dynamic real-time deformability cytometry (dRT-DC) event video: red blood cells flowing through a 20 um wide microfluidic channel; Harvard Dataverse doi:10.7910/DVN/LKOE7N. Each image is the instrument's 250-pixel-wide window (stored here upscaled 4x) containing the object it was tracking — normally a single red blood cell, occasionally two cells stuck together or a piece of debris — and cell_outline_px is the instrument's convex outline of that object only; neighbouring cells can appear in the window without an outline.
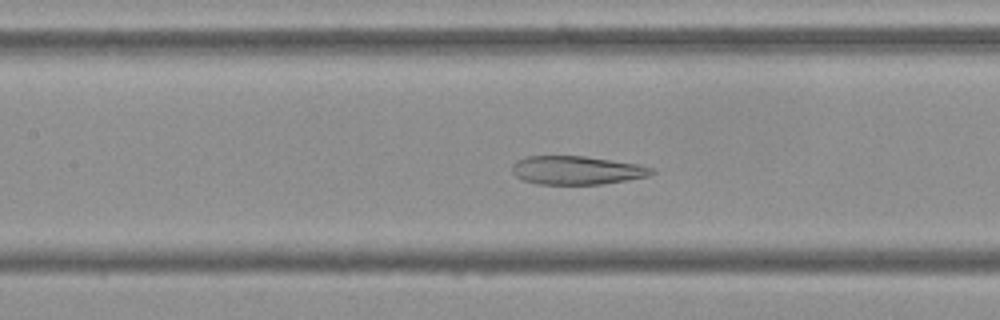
{"species": "Egyptian fruit bat (a non-hibernating species)", "species_latin": "Rousettus aegyptiacus", "temperature_condition": "cold", "stored_images_in_passage": 53, "camera_frame_rate_fps": 3000, "um_per_image_px": 0.085, "frame": {"image": 1, "passage_image": 23, "time_ms": 7.333, "image_size_px": [1000, 320], "cell_outline_px": [[656, 172], [648, 176], [604, 184], [540, 184], [524, 180], [516, 176], [512, 172], [512, 164], [516, 160], [528, 156], [584, 156], [640, 164], [656, 168]], "centroid_in_image_um": [49.06, 14.46], "position_along_channel_um": 158.3, "area_um2": 23.29}}
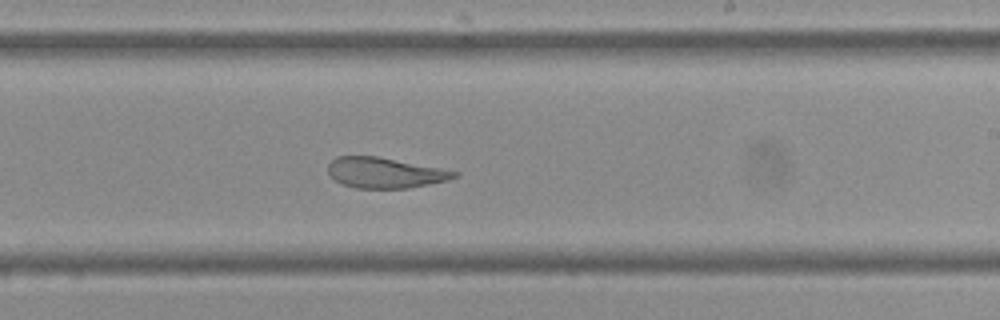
{"frame": {"image": 2, "passage_image": 31, "time_ms": 10.0, "image_size_px": [1000, 320], "cell_outline_px": [[460, 172], [456, 176], [448, 180], [408, 188], [356, 188], [344, 184], [336, 180], [328, 172], [328, 164], [336, 156], [376, 156], [440, 168]], "centroid_in_image_um": [32.7, 14.68], "position_along_channel_um": 256.3, "area_um2": 22.14}}
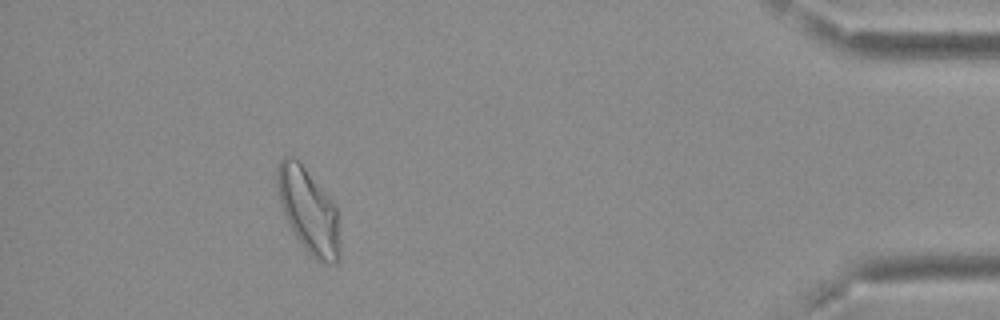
{"frame": {"image": 3, "passage_image": 48, "time_ms": 15.667, "image_size_px": [1000, 320], "cell_outline_px": [[340, 260], [336, 264], [328, 264], [316, 260], [308, 252], [296, 236], [280, 204], [276, 180], [276, 168], [280, 160], [284, 156], [292, 156], [304, 168], [332, 200], [336, 208], [340, 220]], "centroid_in_image_um": [26.26, 17.95], "position_along_channel_um": 408.9, "area_um2": 30.81}, "authors_computed_cell_mechanics": {"area_um2": 28.1486, "velocity_mm_per_s": 3.6822, "shape_relaxation_time_tau1_ms": null, "shape_relaxation_time_tau2_ms": 1.9155, "deformation_change_tau1": null, "deformation_change_tau2": 0.0775}}